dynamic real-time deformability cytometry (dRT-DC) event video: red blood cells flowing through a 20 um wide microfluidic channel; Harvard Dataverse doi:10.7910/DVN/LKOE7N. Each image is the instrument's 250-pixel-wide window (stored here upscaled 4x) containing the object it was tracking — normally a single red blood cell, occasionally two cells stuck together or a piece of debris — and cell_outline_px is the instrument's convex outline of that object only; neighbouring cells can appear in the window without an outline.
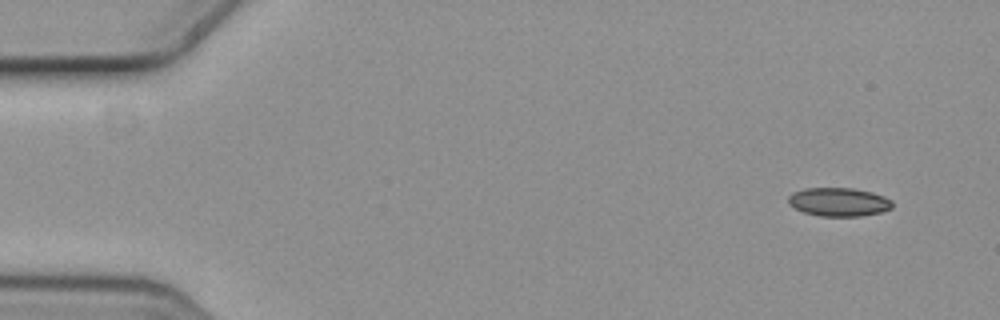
{"species": "common noctule bat (a hibernating species)", "species_latin": "Nyctalus noctula", "temperature_condition": "cold", "stored_images_in_passage": 6, "camera_frame_rate_fps": 3000, "um_per_image_px": 0.085, "animal": {"sex": "female", "body_mass_g": 19.3, "forearm_length_mm": 54.1}, "frame": {"image": 1, "passage_image": 1, "time_ms": 0.0, "image_size_px": [1000, 320], "cell_outline_px": [[892, 208], [880, 212], [860, 216], [820, 216], [804, 212], [788, 204], [788, 196], [792, 192], [804, 188], [852, 188], [872, 192], [884, 196], [892, 200]], "centroid_in_image_um": [71.28, 17.16], "position_along_channel_um": 13.7, "area_um2": 17.34}}
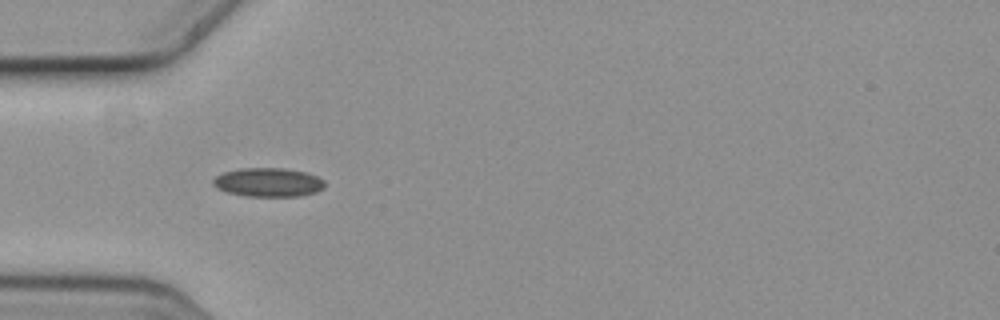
{"frame": {"image": 2, "passage_image": 5, "time_ms": 1.333, "image_size_px": [1000, 320], "cell_outline_px": [[324, 188], [316, 192], [300, 196], [244, 196], [228, 192], [216, 188], [212, 184], [212, 180], [216, 176], [224, 172], [240, 168], [284, 168], [304, 172], [316, 176], [324, 180]], "centroid_in_image_um": [22.78, 15.5], "position_along_channel_um": 62.2, "area_um2": 18.79}}
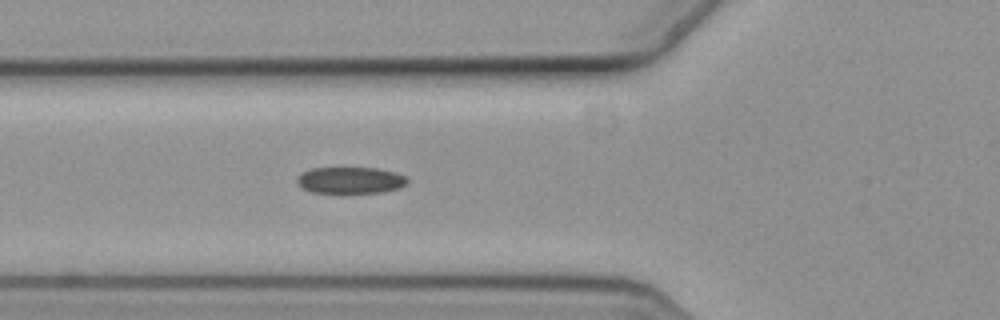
{"frame": {"image": 3, "passage_image": 6, "time_ms": 1.667, "image_size_px": [1000, 320], "cell_outline_px": [[408, 184], [400, 188], [384, 192], [312, 192], [300, 188], [296, 184], [296, 180], [304, 172], [312, 168], [376, 168], [396, 172], [404, 176], [408, 180]], "centroid_in_image_um": [29.8, 15.32], "position_along_channel_um": 96.0, "area_um2": 16.99}}